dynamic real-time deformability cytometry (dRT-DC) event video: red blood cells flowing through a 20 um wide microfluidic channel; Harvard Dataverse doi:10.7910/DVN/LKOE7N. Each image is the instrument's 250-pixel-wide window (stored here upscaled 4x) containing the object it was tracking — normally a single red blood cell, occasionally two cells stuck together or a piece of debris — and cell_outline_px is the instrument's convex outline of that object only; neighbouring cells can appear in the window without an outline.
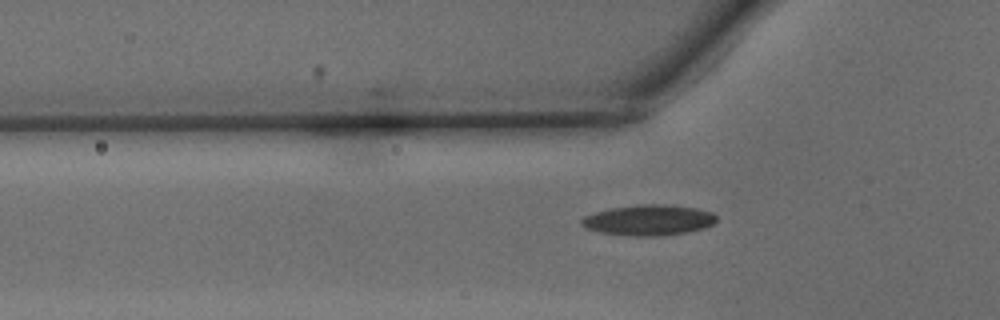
{"species": "common noctule bat (a hibernating species)", "species_latin": "Nyctalus noctula", "temperature_condition": "warm", "stored_images_in_passage": 3, "camera_frame_rate_fps": 3000, "um_per_image_px": 0.085, "animal": {"sex": "male", "body_mass_g": 15.6}, "frame": {"image": 1, "passage_image": 3, "time_ms": 0.667, "image_size_px": [1000, 320], "cell_outline_px": [[716, 220], [712, 224], [704, 228], [688, 232], [664, 236], [628, 236], [600, 232], [584, 228], [580, 224], [580, 220], [584, 216], [596, 212], [612, 208], [636, 204], [668, 204], [696, 208], [712, 212], [716, 216]], "centroid_in_image_um": [55.12, 18.71], "position_along_channel_um": 70.7, "area_um2": 24.33}}